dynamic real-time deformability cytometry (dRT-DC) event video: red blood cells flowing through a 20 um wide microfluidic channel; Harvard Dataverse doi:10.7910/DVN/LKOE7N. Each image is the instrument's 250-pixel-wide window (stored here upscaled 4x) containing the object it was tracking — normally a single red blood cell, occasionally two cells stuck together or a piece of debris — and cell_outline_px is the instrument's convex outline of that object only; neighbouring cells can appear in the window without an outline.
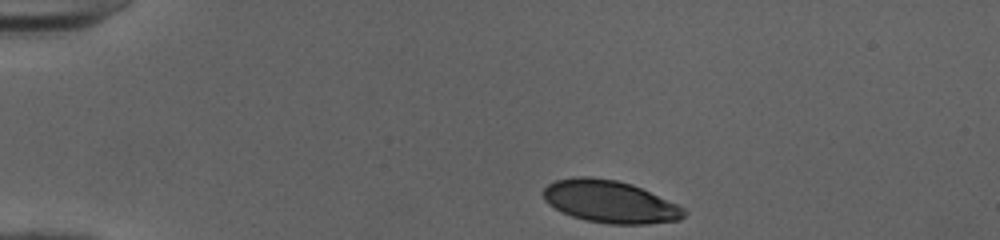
{"species": "human", "species_latin": "Homo sapiens", "temperature_condition": "cold", "stored_images_in_passage": 35, "camera_frame_rate_fps": 3000, "um_per_image_px": 0.085, "donor": {"sex": "female"}, "frame": {"image": 1, "passage_image": 1, "time_ms": 0.0, "image_size_px": [1000, 240], "cell_outline_px": [[688, 212], [680, 220], [648, 224], [608, 224], [588, 220], [572, 216], [560, 212], [548, 204], [544, 200], [544, 188], [548, 184], [556, 180], [572, 176], [588, 176], [616, 180], [632, 184], [676, 204], [684, 208]], "centroid_in_image_um": [51.83, 17.14], "position_along_channel_um": 33.2, "area_um2": 34.74}}
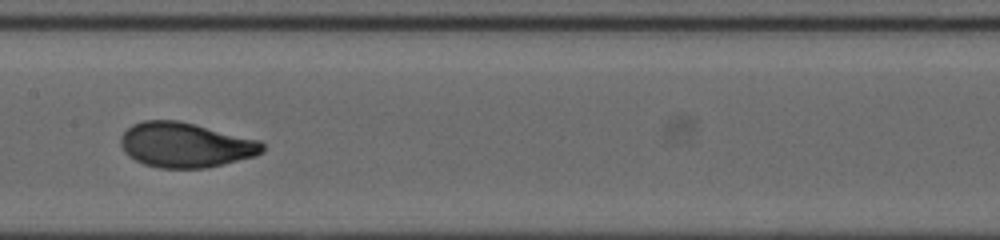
{"frame": {"image": 2, "passage_image": 18, "time_ms": 5.667, "image_size_px": [1000, 240], "cell_outline_px": [[264, 152], [256, 156], [208, 168], [160, 168], [144, 164], [128, 156], [124, 152], [120, 144], [120, 136], [132, 124], [144, 120], [180, 120], [260, 140], [264, 144]], "centroid_in_image_um": [15.77, 12.32], "position_along_channel_um": 191.6, "area_um2": 37.45}}
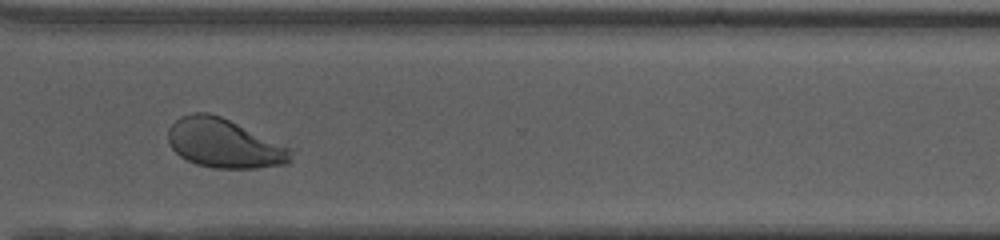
{"frame": {"image": 3, "passage_image": 30, "time_ms": 9.667, "image_size_px": [1000, 240], "cell_outline_px": [[292, 160], [288, 164], [256, 168], [212, 168], [196, 164], [180, 156], [172, 148], [168, 140], [168, 128], [180, 116], [192, 112], [208, 112], [220, 116], [284, 144], [288, 148]], "centroid_in_image_um": [19.03, 12.18], "position_along_channel_um": 351.6, "area_um2": 35.03}, "authors_computed_cell_mechanics": {"area_um2": 36.2984, "velocity_mm_per_s": 3.9965, "shape_relaxation_time_tau1_ms": 3.1576, "shape_relaxation_time_tau2_ms": null, "deformation_change_tau1": 0.1797, "deformation_change_tau2": null}}